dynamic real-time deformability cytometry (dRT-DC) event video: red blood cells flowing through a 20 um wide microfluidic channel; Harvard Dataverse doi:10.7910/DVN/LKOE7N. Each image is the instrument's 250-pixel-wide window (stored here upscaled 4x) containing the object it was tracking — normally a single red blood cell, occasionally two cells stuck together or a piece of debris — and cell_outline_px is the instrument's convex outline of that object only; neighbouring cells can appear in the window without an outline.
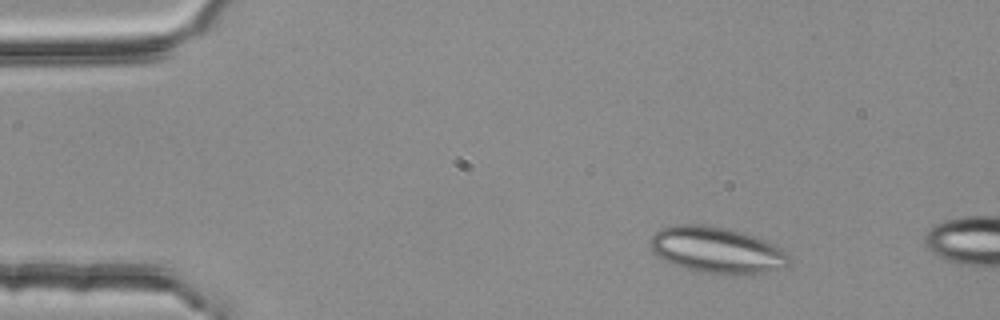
{"species": "common noctule bat (a hibernating species)", "species_latin": "Nyctalus noctula", "temperature_condition": "room temperature", "stored_images_in_passage": 2, "camera_frame_rate_fps": 3000, "um_per_image_px": 0.085, "animal": {"sex": "female", "body_mass_g": 25.1}, "frame": {"image": 1, "passage_image": 1, "time_ms": 0.0, "image_size_px": [1000, 320], "cell_outline_px": [[788, 264], [784, 268], [768, 272], [700, 272], [684, 268], [664, 260], [652, 252], [648, 244], [648, 240], [660, 228], [672, 224], [704, 224], [744, 232], [764, 240], [780, 248], [788, 256]], "centroid_in_image_um": [60.84, 21.21], "position_along_channel_um": 24.2, "area_um2": 36.82}}